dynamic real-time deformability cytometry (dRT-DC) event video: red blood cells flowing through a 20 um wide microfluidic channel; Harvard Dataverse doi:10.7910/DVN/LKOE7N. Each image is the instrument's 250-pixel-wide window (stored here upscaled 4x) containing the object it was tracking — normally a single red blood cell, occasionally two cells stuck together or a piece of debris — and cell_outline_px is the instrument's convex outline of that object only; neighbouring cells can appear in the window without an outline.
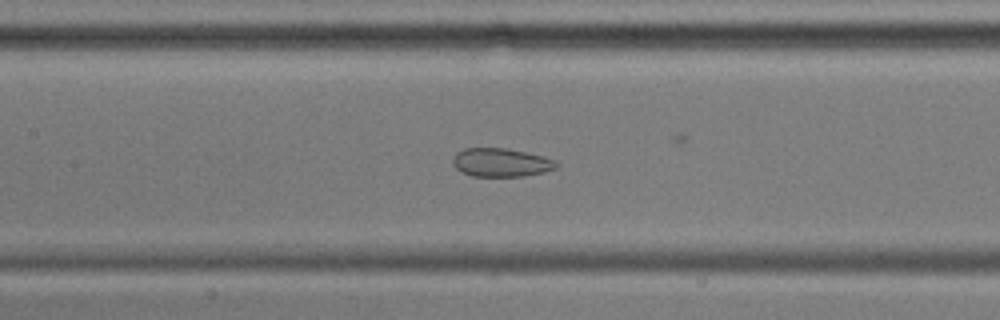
{"species": "common noctule bat (a hibernating species)", "species_latin": "Nyctalus noctula", "temperature_condition": "cold", "stored_images_in_passage": 29, "camera_frame_rate_fps": 3000, "um_per_image_px": 0.085, "animal": {"sex": "male", "body_mass_g": 17.9, "forearm_length_mm": 54.2}, "frame": {"image": 1, "passage_image": 13, "time_ms": 4.0, "image_size_px": [1000, 320], "cell_outline_px": [[560, 164], [556, 168], [544, 172], [524, 176], [472, 176], [456, 168], [452, 164], [452, 160], [456, 152], [464, 148], [504, 148], [544, 156], [556, 160]], "centroid_in_image_um": [42.6, 13.81], "position_along_channel_um": 164.8, "area_um2": 17.22}}
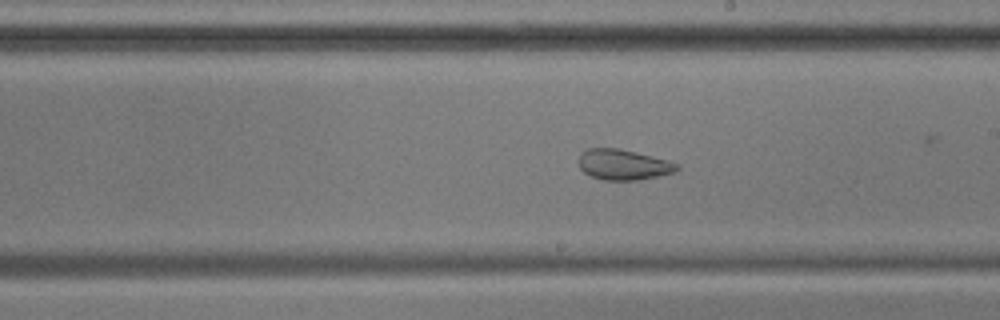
{"frame": {"image": 2, "passage_image": 19, "time_ms": 6.0, "image_size_px": [1000, 320], "cell_outline_px": [[680, 168], [676, 172], [636, 180], [604, 180], [592, 176], [584, 172], [580, 168], [576, 160], [580, 152], [588, 148], [620, 148], [668, 160], [680, 164]], "centroid_in_image_um": [52.96, 13.98], "position_along_channel_um": 236.0, "area_um2": 17.69}}
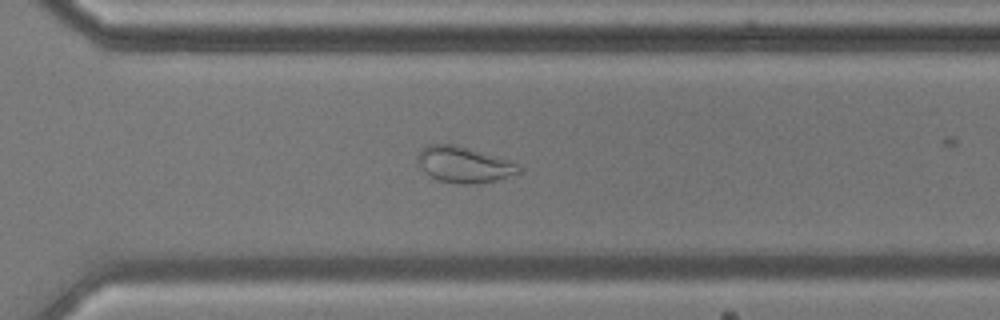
{"frame": {"image": 3, "passage_image": 27, "time_ms": 8.667, "image_size_px": [1000, 320], "cell_outline_px": [[520, 172], [496, 180], [476, 184], [460, 184], [440, 180], [424, 172], [416, 164], [416, 156], [420, 148], [428, 144], [456, 144], [516, 160], [520, 168]], "centroid_in_image_um": [39.44, 13.96], "position_along_channel_um": 331.2, "area_um2": 21.85}}